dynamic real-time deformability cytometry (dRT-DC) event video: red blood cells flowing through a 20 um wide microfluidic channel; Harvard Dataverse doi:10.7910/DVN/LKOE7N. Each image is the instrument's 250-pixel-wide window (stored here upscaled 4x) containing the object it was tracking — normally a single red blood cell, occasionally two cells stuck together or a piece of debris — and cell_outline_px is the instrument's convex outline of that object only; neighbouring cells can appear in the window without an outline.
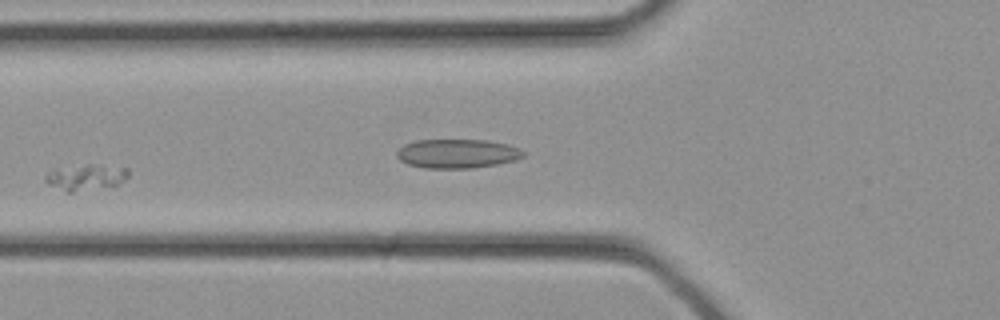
{"species": "common noctule bat (a hibernating species)", "species_latin": "Nyctalus noctula", "temperature_condition": "cold", "stored_images_in_passage": 30, "camera_frame_rate_fps": 3000, "um_per_image_px": 0.085, "animal": {"sex": "female", "body_mass_g": 21.9}, "frame": {"image": 1, "passage_image": 8, "time_ms": 2.333, "image_size_px": [1000, 320], "cell_outline_px": [[128, 176], [124, 180], [116, 184], [72, 192], [68, 192], [48, 184], [44, 180], [44, 176], [48, 172], [88, 164], [100, 164], [128, 168]], "centroid_in_image_um": [7.32, 15.05], "position_along_channel_um": 118.5, "area_um2": 12.02}}
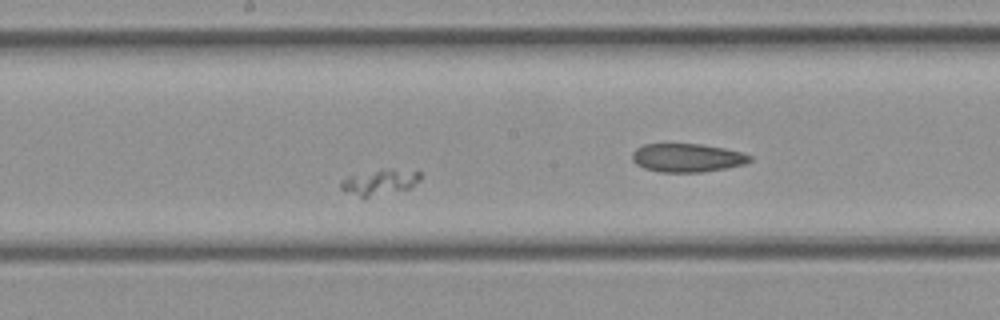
{"frame": {"image": 2, "passage_image": 13, "time_ms": 4.0, "image_size_px": [1000, 320], "cell_outline_px": [[420, 180], [408, 188], [364, 200], [344, 192], [340, 188], [340, 180], [348, 176], [380, 168], [392, 168], [420, 172]], "centroid_in_image_um": [32.18, 15.5], "position_along_channel_um": 216.0, "area_um2": 12.43}}
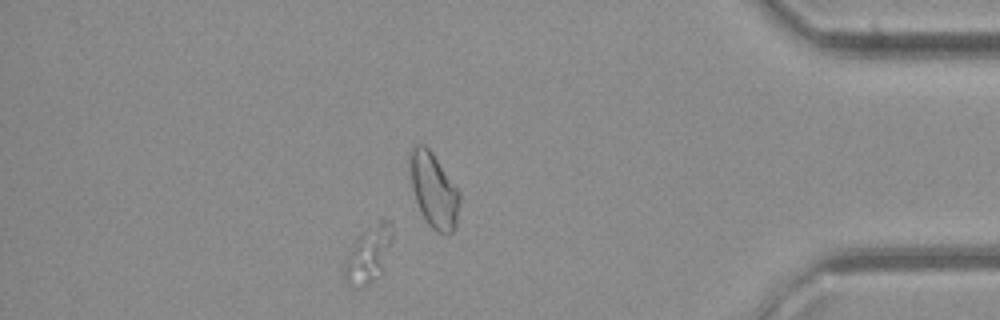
{"frame": {"image": 3, "passage_image": 25, "time_ms": 8.0, "image_size_px": [1000, 320], "cell_outline_px": [[392, 240], [384, 272], [380, 276], [364, 284], [352, 288], [344, 280], [344, 264], [352, 244], [360, 236], [384, 216], [392, 220]], "centroid_in_image_um": [31.37, 21.61], "position_along_channel_um": 403.8, "area_um2": 15.95}}